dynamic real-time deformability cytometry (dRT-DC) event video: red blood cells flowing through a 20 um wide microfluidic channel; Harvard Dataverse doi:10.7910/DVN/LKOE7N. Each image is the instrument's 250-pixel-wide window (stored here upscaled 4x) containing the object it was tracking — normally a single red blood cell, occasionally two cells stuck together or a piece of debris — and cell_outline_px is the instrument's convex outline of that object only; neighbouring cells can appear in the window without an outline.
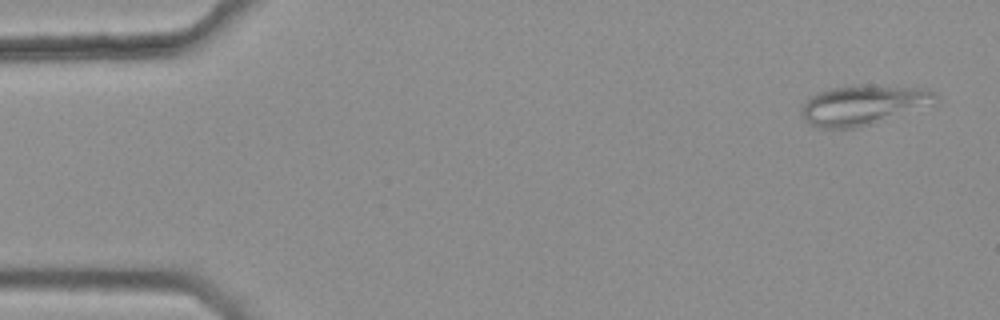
{"species": "common noctule bat (a hibernating species)", "species_latin": "Nyctalus noctula", "temperature_condition": "warm", "stored_images_in_passage": 5, "camera_frame_rate_fps": 3000, "um_per_image_px": 0.085, "animal": {"sex": "female", "body_mass_g": 25.1}, "frame": {"image": 1, "passage_image": 1, "time_ms": 0.0, "image_size_px": [1000, 320], "cell_outline_px": [[940, 100], [936, 104], [872, 124], [856, 128], [820, 128], [808, 124], [804, 120], [804, 104], [812, 96], [820, 92], [832, 88], [860, 84], [928, 88], [936, 92], [940, 96]], "centroid_in_image_um": [73.5, 8.91], "position_along_channel_um": 11.5, "area_um2": 31.39}}